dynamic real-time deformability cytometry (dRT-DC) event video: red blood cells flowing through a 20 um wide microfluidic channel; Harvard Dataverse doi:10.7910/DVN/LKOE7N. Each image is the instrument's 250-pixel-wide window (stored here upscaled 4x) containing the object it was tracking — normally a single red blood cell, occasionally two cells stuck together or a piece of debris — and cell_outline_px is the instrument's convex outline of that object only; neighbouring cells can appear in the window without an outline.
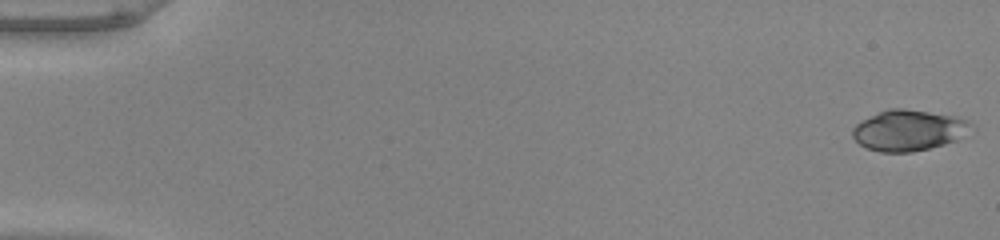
{"species": "common noctule bat (a hibernating species)", "species_latin": "Nyctalus noctula", "temperature_condition": "warm", "stored_images_in_passage": 52, "camera_frame_rate_fps": 3000, "um_per_image_px": 0.085, "animal": {"sex": "male", "body_mass_g": 20.0, "forearm_length_mm": 53.3}, "frame": {"image": 1, "passage_image": 1, "time_ms": 0.0, "image_size_px": [1000, 240], "cell_outline_px": [[976, 132], [956, 140], [944, 144], [912, 152], [880, 152], [864, 148], [852, 136], [852, 128], [856, 124], [888, 108], [904, 108], [956, 116], [968, 120], [976, 128]], "centroid_in_image_um": [77.32, 11.08], "position_along_channel_um": 7.7, "area_um2": 28.55}}
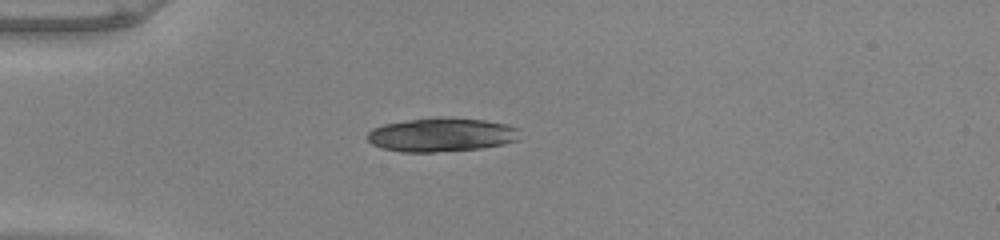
{"frame": {"image": 2, "passage_image": 15, "time_ms": 4.667, "image_size_px": [1000, 240], "cell_outline_px": [[520, 140], [504, 144], [480, 148], [436, 152], [400, 152], [380, 148], [372, 144], [364, 136], [372, 128], [384, 124], [408, 120], [436, 116], [448, 116], [484, 120], [508, 124], [520, 128]], "centroid_in_image_um": [37.54, 11.44], "position_along_channel_um": 47.5, "area_um2": 30.75}}